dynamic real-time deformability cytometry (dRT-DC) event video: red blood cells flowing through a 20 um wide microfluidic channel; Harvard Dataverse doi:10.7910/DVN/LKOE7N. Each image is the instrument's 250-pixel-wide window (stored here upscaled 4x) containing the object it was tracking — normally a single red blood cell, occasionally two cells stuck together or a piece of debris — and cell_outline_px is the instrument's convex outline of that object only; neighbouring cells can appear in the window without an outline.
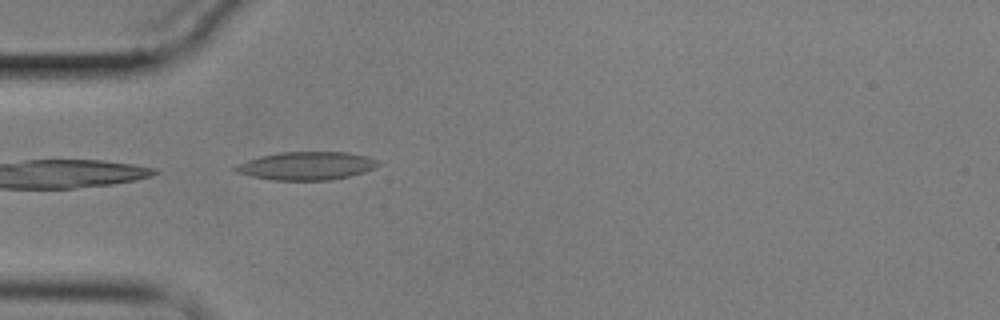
{"species": "common noctule bat (a hibernating species)", "species_latin": "Nyctalus noctula", "temperature_condition": "cold", "stored_images_in_passage": 5, "camera_frame_rate_fps": 3000, "um_per_image_px": 0.085, "animal": {"sex": "male", "body_mass_g": 17.9}, "frame": {"image": 1, "passage_image": 5, "time_ms": 5.0, "image_size_px": [1000, 320], "cell_outline_px": [[380, 164], [376, 168], [364, 172], [348, 176], [328, 180], [276, 180], [252, 176], [236, 172], [232, 168], [236, 164], [260, 156], [280, 152], [348, 152], [368, 156], [376, 160]], "centroid_in_image_um": [26.06, 14.09], "position_along_channel_um": 58.9, "area_um2": 23.35}}